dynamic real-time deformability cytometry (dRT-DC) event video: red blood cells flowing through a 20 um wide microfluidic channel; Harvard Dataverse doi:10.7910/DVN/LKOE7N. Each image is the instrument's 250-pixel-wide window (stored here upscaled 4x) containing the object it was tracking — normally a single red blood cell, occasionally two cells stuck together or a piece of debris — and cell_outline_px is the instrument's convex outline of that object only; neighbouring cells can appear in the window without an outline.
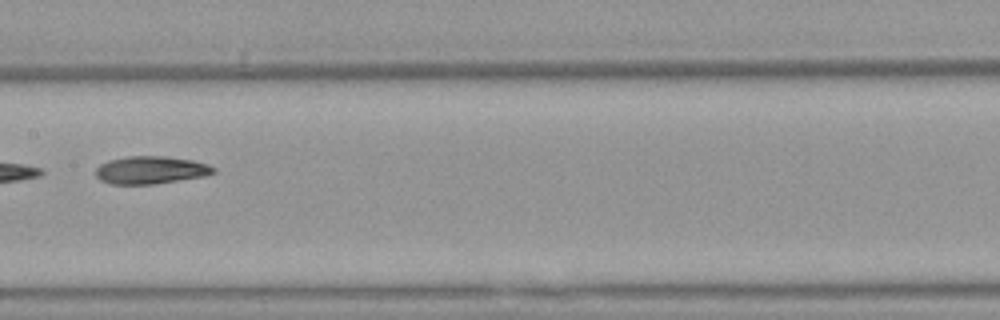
{"species": "Egyptian fruit bat (a non-hibernating species)", "species_latin": "Rousettus aegyptiacus", "temperature_condition": "warm", "stored_images_in_passage": 8, "segment_of_instrument_passage": [2, 2], "camera_frame_rate_fps": 3000, "um_per_image_px": 0.085, "animal": {"sex": "female"}, "frame": {"image": 1, "passage_image": 8, "time_ms": 2.333, "image_size_px": [1000, 320], "cell_outline_px": [[216, 172], [204, 176], [152, 184], [112, 184], [100, 180], [96, 176], [96, 168], [100, 164], [108, 160], [128, 156], [164, 156], [192, 160], [208, 164], [216, 168]], "centroid_in_image_um": [12.8, 14.45], "position_along_channel_um": 194.6, "area_um2": 18.96}}